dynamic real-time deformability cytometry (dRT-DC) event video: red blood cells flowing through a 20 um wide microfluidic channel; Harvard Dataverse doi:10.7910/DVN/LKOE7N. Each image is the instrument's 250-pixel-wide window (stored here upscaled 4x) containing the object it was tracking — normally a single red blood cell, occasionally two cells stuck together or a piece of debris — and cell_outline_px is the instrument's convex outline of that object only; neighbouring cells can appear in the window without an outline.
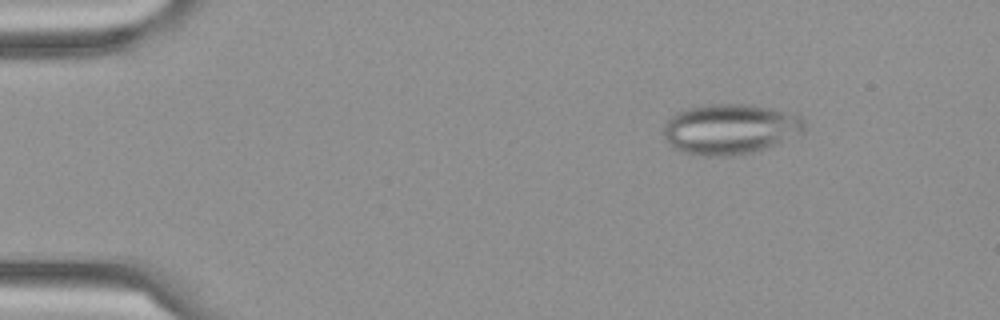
{"species": "Egyptian fruit bat (a non-hibernating species)", "species_latin": "Rousettus aegyptiacus", "temperature_condition": "cold", "stored_images_in_passage": 6, "camera_frame_rate_fps": 3000, "um_per_image_px": 0.085, "frame": {"image": 1, "passage_image": 1, "time_ms": 0.0, "image_size_px": [1000, 320], "cell_outline_px": [[808, 120], [804, 132], [764, 148], [752, 152], [732, 156], [704, 156], [684, 152], [676, 148], [664, 136], [664, 124], [676, 112], [688, 108], [704, 104], [748, 104], [796, 112], [804, 116]], "centroid_in_image_um": [62.14, 10.94], "position_along_channel_um": 22.9, "area_um2": 41.62}}